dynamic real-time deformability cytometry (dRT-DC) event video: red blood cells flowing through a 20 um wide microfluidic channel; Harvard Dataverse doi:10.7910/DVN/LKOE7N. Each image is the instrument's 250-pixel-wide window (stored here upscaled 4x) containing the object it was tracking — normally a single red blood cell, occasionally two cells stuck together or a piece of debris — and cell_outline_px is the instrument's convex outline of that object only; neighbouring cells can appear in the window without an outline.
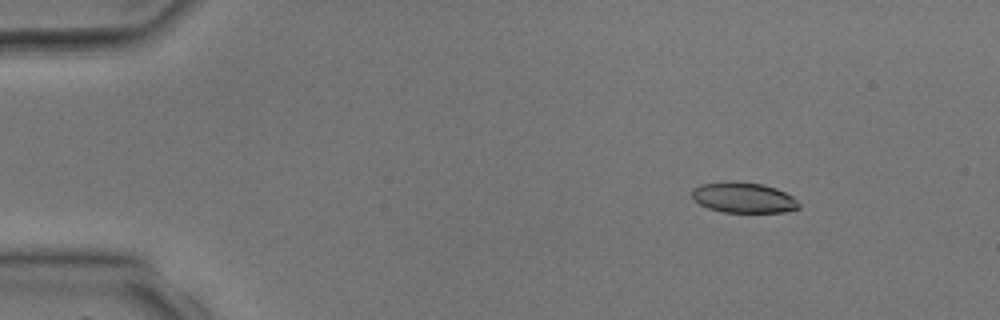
{"species": "common noctule bat (a hibernating species)", "species_latin": "Nyctalus noctula", "temperature_condition": "room temperature", "stored_images_in_passage": 3, "camera_frame_rate_fps": 3000, "um_per_image_px": 0.085, "animal": {"sex": "male", "body_mass_g": 17.9, "forearm_length_mm": 54.2}, "frame": {"image": 1, "passage_image": 1, "time_ms": 0.0, "image_size_px": [1000, 320], "cell_outline_px": [[800, 208], [784, 212], [724, 212], [708, 208], [692, 200], [692, 188], [700, 184], [732, 180], [736, 180], [764, 184], [776, 188], [792, 196], [800, 204]], "centroid_in_image_um": [63.17, 16.78], "position_along_channel_um": 21.8, "area_um2": 19.31}}
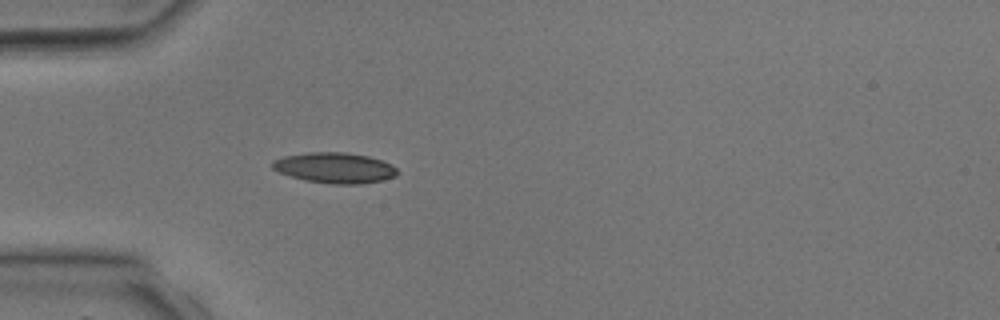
{"frame": {"image": 2, "passage_image": 3, "time_ms": 2.333, "image_size_px": [1000, 320], "cell_outline_px": [[400, 172], [396, 176], [384, 180], [360, 184], [332, 184], [304, 180], [280, 172], [272, 168], [272, 160], [284, 156], [308, 152], [348, 152], [368, 156], [392, 164]], "centroid_in_image_um": [28.49, 14.26], "position_along_channel_um": 56.5, "area_um2": 22.37}}